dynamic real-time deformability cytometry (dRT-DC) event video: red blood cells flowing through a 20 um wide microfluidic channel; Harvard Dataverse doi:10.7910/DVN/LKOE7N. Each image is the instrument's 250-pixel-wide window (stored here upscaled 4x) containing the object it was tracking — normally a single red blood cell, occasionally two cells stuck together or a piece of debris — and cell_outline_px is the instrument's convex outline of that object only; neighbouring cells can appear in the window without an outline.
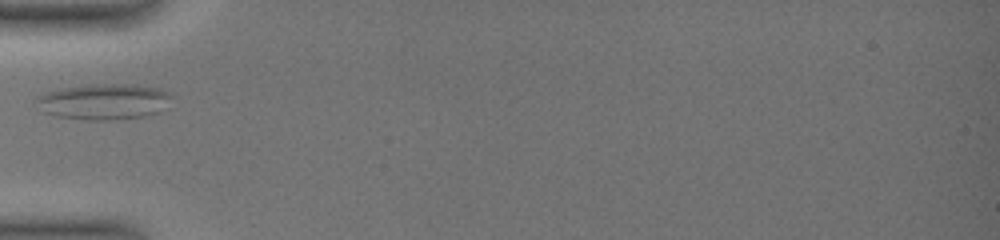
{"species": "common noctule bat (a hibernating species)", "species_latin": "Nyctalus noctula", "temperature_condition": "warm", "stored_images_in_passage": 21, "camera_frame_rate_fps": 3000, "um_per_image_px": 0.085, "animal": {"sex": "female", "body_mass_g": 19.0, "forearm_length_mm": 51.5}, "frame": {"image": 1, "passage_image": 1, "time_ms": 0.0, "image_size_px": [1000, 240], "cell_outline_px": [[176, 96], [160, 112], [144, 116], [104, 120], [88, 120], [56, 116], [44, 112], [36, 100], [44, 92], [64, 88], [88, 84], [136, 84], [160, 88]], "centroid_in_image_um": [8.91, 8.62], "position_along_channel_um": 76.1, "area_um2": 28.32}}
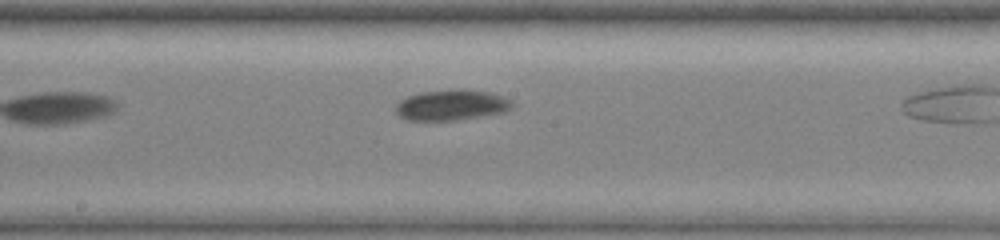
{"frame": {"image": 2, "passage_image": 9, "time_ms": 2.667, "image_size_px": [1000, 240], "cell_outline_px": [[512, 108], [504, 112], [484, 116], [456, 120], [408, 120], [400, 116], [396, 112], [396, 104], [400, 100], [408, 96], [420, 92], [460, 88], [464, 88], [488, 92], [504, 96], [512, 100]], "centroid_in_image_um": [38.41, 8.91], "position_along_channel_um": 209.8, "area_um2": 20.98}}
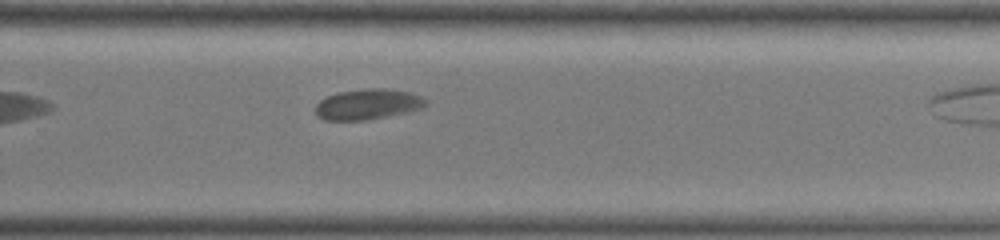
{"frame": {"image": 3, "passage_image": 16, "time_ms": 5.0, "image_size_px": [1000, 240], "cell_outline_px": [[428, 104], [424, 108], [368, 120], [324, 120], [316, 116], [316, 104], [320, 100], [328, 96], [340, 92], [368, 88], [384, 88], [412, 92], [428, 100]], "centroid_in_image_um": [31.29, 8.86], "position_along_channel_um": 298.5, "area_um2": 19.71}}